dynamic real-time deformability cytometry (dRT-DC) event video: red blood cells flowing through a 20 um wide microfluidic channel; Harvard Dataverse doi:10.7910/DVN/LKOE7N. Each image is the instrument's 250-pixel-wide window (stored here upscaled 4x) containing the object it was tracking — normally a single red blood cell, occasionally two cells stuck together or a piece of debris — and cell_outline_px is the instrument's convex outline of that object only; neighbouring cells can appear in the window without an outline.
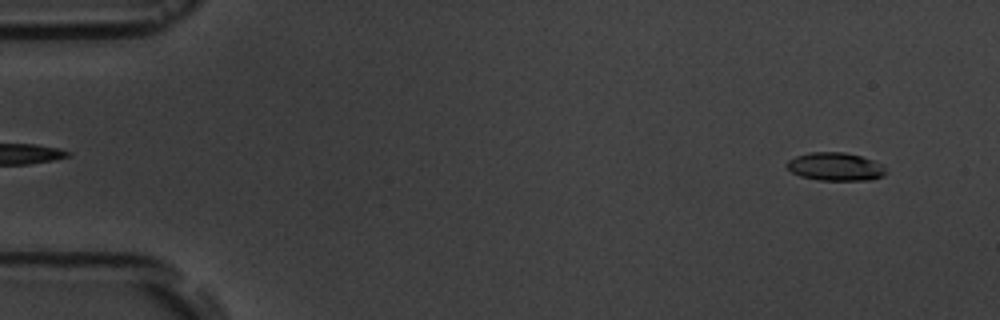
{"species": "common noctule bat (a hibernating species)", "species_latin": "Nyctalus noctula", "temperature_condition": "room temperature", "stored_images_in_passage": 16, "camera_frame_rate_fps": 3000, "um_per_image_px": 0.085, "animal": {"sex": "male", "body_mass_g": 19.5, "forearm_length_mm": 54.6}, "frame": {"image": 1, "passage_image": 1, "time_ms": 0.0, "image_size_px": [1000, 320], "cell_outline_px": [[888, 172], [884, 176], [868, 180], [820, 180], [800, 176], [792, 172], [784, 164], [788, 160], [796, 156], [808, 152], [844, 152], [860, 156], [872, 160], [880, 164]], "centroid_in_image_um": [70.98, 14.16], "position_along_channel_um": 14.0, "area_um2": 16.24}}
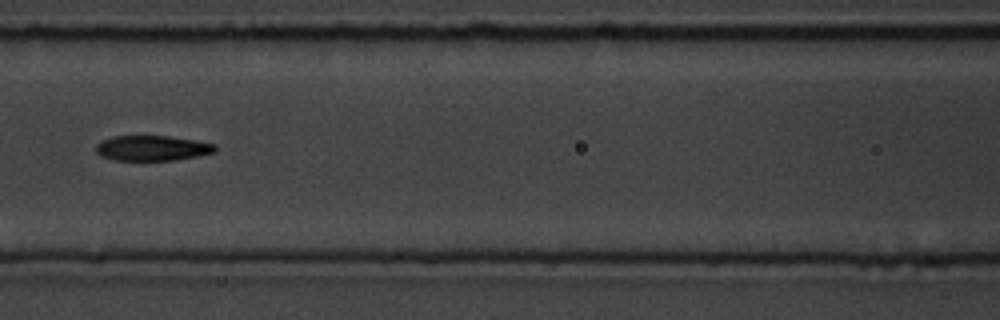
{"frame": {"image": 2, "passage_image": 7, "time_ms": 7.0, "image_size_px": [1000, 320], "cell_outline_px": [[216, 152], [176, 160], [112, 160], [100, 156], [96, 152], [96, 144], [112, 136], [168, 136], [196, 140], [216, 144]], "centroid_in_image_um": [12.94, 12.59], "position_along_channel_um": 153.7, "area_um2": 17.57}}
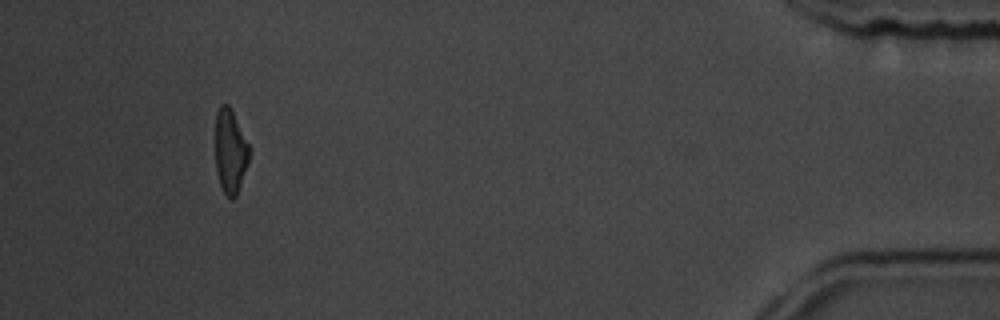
{"frame": {"image": 3, "passage_image": 15, "time_ms": 16.0, "image_size_px": [1000, 320], "cell_outline_px": [[252, 148], [248, 164], [236, 196], [232, 200], [224, 192], [220, 184], [216, 172], [216, 112], [220, 104], [228, 104], [232, 108]], "centroid_in_image_um": [19.61, 12.81], "position_along_channel_um": 415.6, "area_um2": 17.05}, "authors_computed_cell_mechanics": {"area_um2": 17.8313, "velocity_mm_per_s": 3.6805, "shape_relaxation_time_tau1_ms": 4.2674, "shape_relaxation_time_tau2_ms": 5.9236, "deformation_change_tau1": 0.1638, "deformation_change_tau2": 0.1414}}